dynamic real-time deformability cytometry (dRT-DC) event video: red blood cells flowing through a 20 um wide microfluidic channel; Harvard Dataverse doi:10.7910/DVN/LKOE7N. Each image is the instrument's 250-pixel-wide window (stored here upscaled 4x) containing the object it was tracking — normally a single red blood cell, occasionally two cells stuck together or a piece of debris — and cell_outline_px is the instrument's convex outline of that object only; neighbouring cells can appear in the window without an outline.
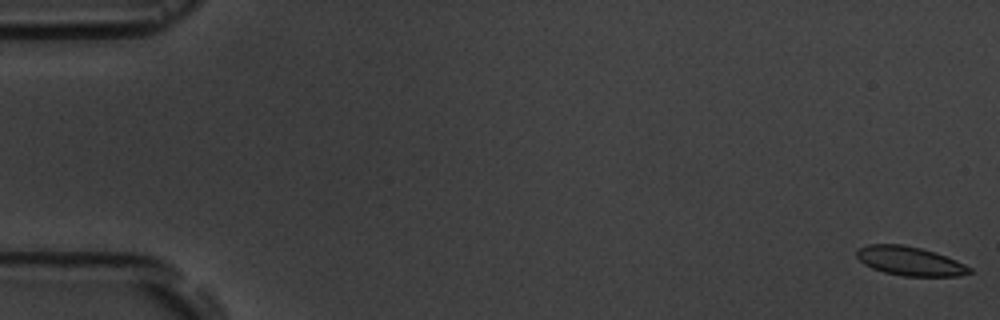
{"species": "common noctule bat (a hibernating species)", "species_latin": "Nyctalus noctula", "temperature_condition": "room temperature", "stored_images_in_passage": 5, "camera_frame_rate_fps": 3000, "um_per_image_px": 0.085, "animal": {"sex": "male", "body_mass_g": 19.5, "forearm_length_mm": 54.6}, "frame": {"image": 1, "passage_image": 1, "time_ms": 0.0, "image_size_px": [1000, 320], "cell_outline_px": [[972, 272], [960, 276], [904, 276], [884, 272], [872, 268], [864, 264], [856, 256], [856, 252], [860, 248], [868, 244], [904, 244], [920, 248], [956, 260], [972, 268]], "centroid_in_image_um": [77.33, 22.19], "position_along_channel_um": 7.7, "area_um2": 18.9}}
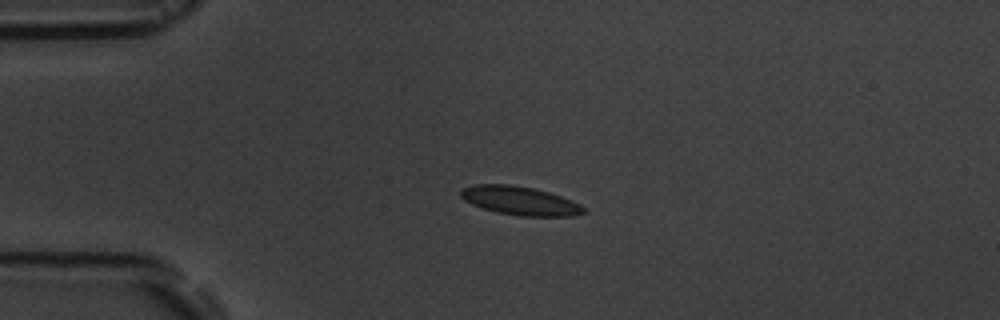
{"frame": {"image": 2, "passage_image": 4, "time_ms": 4.333, "image_size_px": [1000, 320], "cell_outline_px": [[584, 212], [572, 216], [520, 216], [496, 212], [472, 204], [464, 200], [460, 196], [460, 188], [472, 184], [508, 184], [532, 188], [548, 192], [572, 200], [580, 204], [584, 208]], "centroid_in_image_um": [44.15, 17.05], "position_along_channel_um": 40.9, "area_um2": 20.46}}